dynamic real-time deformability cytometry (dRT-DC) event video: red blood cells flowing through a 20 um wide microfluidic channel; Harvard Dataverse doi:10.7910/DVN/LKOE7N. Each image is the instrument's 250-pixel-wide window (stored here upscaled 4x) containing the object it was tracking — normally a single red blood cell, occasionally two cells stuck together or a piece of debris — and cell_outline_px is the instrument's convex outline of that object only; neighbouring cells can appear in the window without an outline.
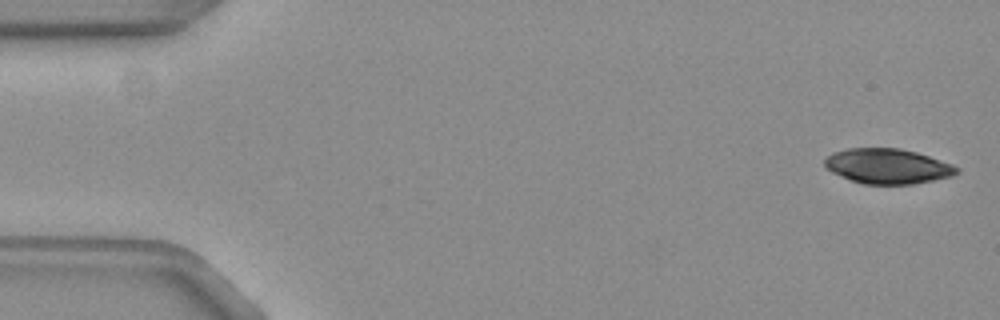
{"species": "common noctule bat (a hibernating species)", "species_latin": "Nyctalus noctula", "temperature_condition": "warm", "stored_images_in_passage": 21, "camera_frame_rate_fps": 3000, "um_per_image_px": 0.085, "animal": {"sex": "female", "body_mass_g": 19.3, "forearm_length_mm": 54.1}, "frame": {"image": 1, "passage_image": 1, "time_ms": 0.0, "image_size_px": [1000, 320], "cell_outline_px": [[960, 172], [952, 176], [912, 184], [864, 184], [852, 180], [832, 172], [824, 164], [824, 160], [828, 156], [836, 152], [848, 148], [900, 148], [916, 152], [952, 164], [960, 168]], "centroid_in_image_um": [75.48, 14.12], "position_along_channel_um": 9.5, "area_um2": 26.7}}
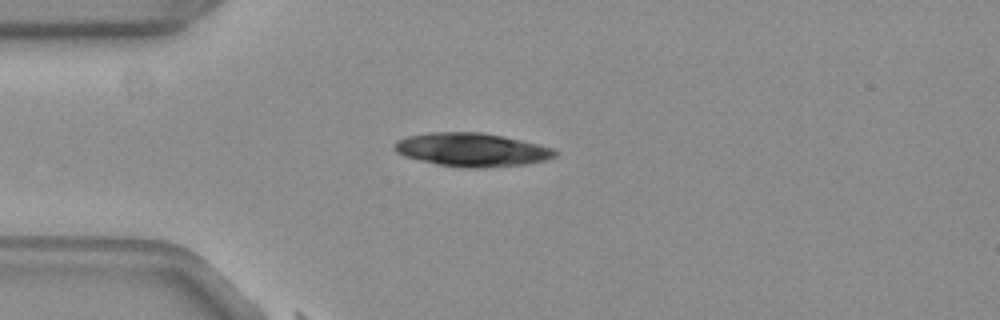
{"frame": {"image": 2, "passage_image": 13, "time_ms": 4.0, "image_size_px": [1000, 320], "cell_outline_px": [[556, 156], [544, 160], [524, 164], [484, 168], [464, 168], [436, 164], [404, 156], [396, 152], [396, 144], [400, 140], [408, 136], [432, 132], [480, 132], [504, 136], [540, 144], [552, 148], [556, 152]], "centroid_in_image_um": [40.13, 12.73], "position_along_channel_um": 44.9, "area_um2": 31.1}}